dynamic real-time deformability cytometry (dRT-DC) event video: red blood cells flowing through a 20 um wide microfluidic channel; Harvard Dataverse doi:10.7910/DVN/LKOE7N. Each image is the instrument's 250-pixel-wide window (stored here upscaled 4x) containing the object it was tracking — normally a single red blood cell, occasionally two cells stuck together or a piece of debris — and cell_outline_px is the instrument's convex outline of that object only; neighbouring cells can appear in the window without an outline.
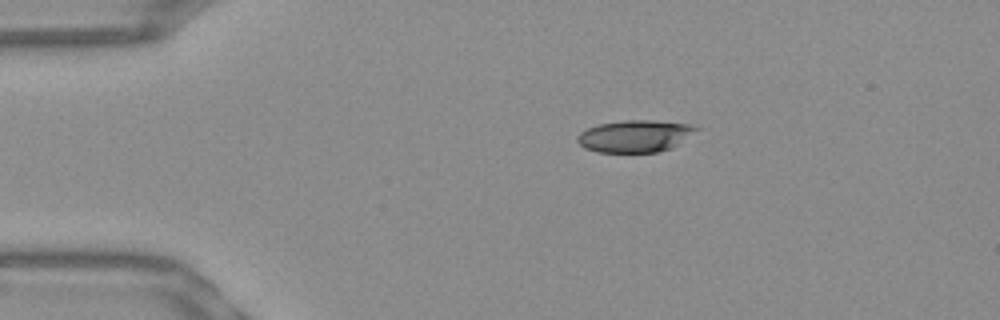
{"species": "Egyptian fruit bat (a non-hibernating species)", "species_latin": "Rousettus aegyptiacus", "temperature_condition": "warm", "stored_images_in_passage": 43, "camera_frame_rate_fps": 3000, "um_per_image_px": 0.085, "frame": {"image": 1, "passage_image": 1, "time_ms": 0.0, "image_size_px": [1000, 320], "cell_outline_px": [[700, 128], [672, 148], [660, 152], [596, 152], [584, 148], [576, 140], [576, 136], [580, 132], [588, 128], [600, 124], [624, 120], [652, 120], [692, 124]], "centroid_in_image_um": [53.97, 11.57], "position_along_channel_um": 31.0, "area_um2": 22.25}}
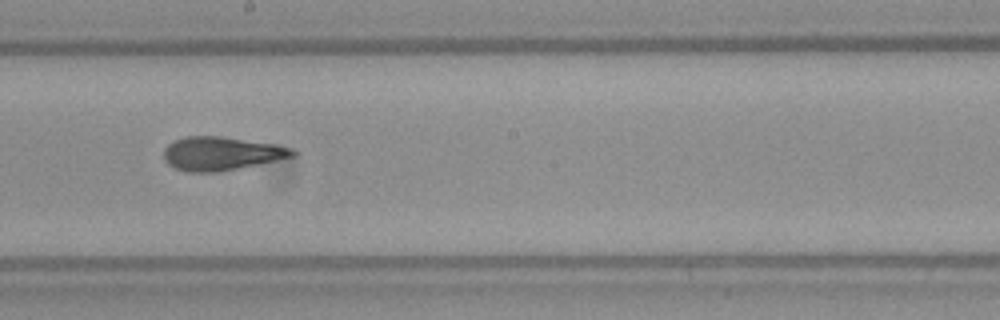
{"frame": {"image": 2, "passage_image": 20, "time_ms": 6.333, "image_size_px": [1000, 320], "cell_outline_px": [[296, 156], [220, 172], [188, 172], [176, 168], [168, 164], [164, 160], [164, 148], [168, 144], [184, 136], [220, 136], [276, 144], [292, 148], [296, 152]], "centroid_in_image_um": [18.81, 13.05], "position_along_channel_um": 229.4, "area_um2": 25.2}}
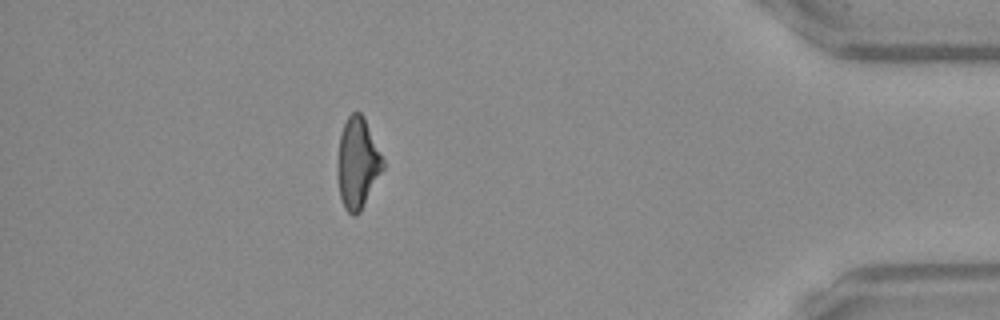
{"frame": {"image": 3, "passage_image": 37, "time_ms": 12.0, "image_size_px": [1000, 320], "cell_outline_px": [[384, 168], [360, 212], [356, 216], [352, 216], [344, 208], [340, 196], [336, 172], [336, 168], [340, 136], [344, 124], [348, 116], [352, 112], [360, 112], [364, 116], [384, 160]], "centroid_in_image_um": [30.38, 13.88], "position_along_channel_um": 404.8, "area_um2": 24.16}, "authors_computed_cell_mechanics": {"area_um2": 24.565, "velocity_mm_per_s": 3.9218, "shape_relaxation_time_tau1_ms": null, "shape_relaxation_time_tau2_ms": 2.0867, "deformation_change_tau1": null, "deformation_change_tau2": 0.099}}